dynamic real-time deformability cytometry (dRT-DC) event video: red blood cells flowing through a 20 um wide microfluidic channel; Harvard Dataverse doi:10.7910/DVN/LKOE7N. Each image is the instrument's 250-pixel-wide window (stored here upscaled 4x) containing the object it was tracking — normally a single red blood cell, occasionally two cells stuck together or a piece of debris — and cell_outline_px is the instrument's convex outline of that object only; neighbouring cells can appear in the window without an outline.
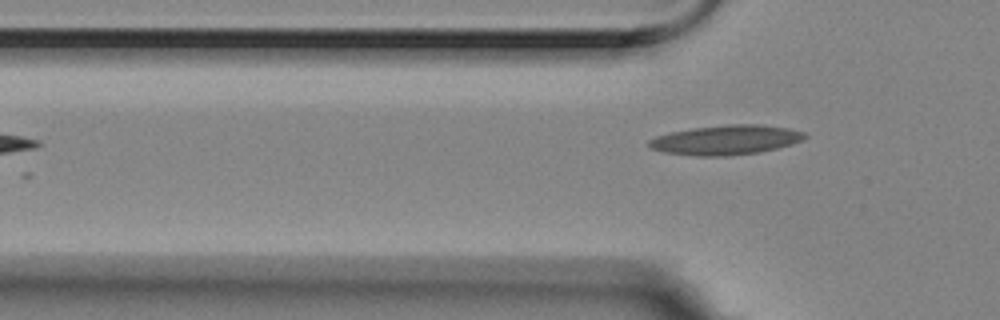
{"species": "Egyptian fruit bat (a non-hibernating species)", "species_latin": "Rousettus aegyptiacus", "temperature_condition": "room temperature", "stored_images_in_passage": 5, "camera_frame_rate_fps": 3000, "um_per_image_px": 0.085, "animal": {"sex": "female"}, "frame": {"image": 1, "passage_image": 5, "time_ms": 1.333, "image_size_px": [1000, 320], "cell_outline_px": [[808, 136], [792, 144], [760, 152], [728, 156], [696, 156], [664, 152], [652, 148], [648, 144], [648, 140], [656, 136], [672, 132], [692, 128], [728, 124], [760, 124], [788, 128], [804, 132]], "centroid_in_image_um": [61.7, 11.89], "position_along_channel_um": 64.1, "area_um2": 26.82}}